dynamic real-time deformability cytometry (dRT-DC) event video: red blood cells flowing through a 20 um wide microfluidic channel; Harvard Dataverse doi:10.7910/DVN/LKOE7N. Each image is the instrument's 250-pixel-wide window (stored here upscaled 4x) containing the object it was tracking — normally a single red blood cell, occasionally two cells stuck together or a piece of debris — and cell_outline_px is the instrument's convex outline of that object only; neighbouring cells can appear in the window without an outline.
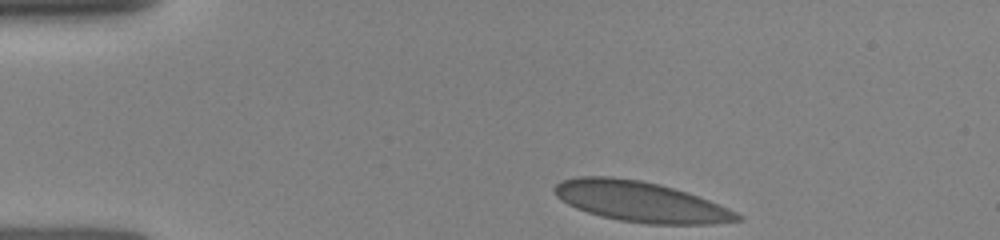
{"species": "human", "species_latin": "Homo sapiens", "temperature_condition": "room temperature", "stored_images_in_passage": 40, "camera_frame_rate_fps": 3000, "um_per_image_px": 0.085, "donor": {"sex": "female"}, "frame": {"image": 1, "passage_image": 1, "time_ms": 0.0, "image_size_px": [1000, 240], "cell_outline_px": [[740, 220], [708, 224], [644, 224], [620, 220], [600, 216], [576, 208], [568, 204], [556, 196], [552, 188], [556, 184], [564, 180], [580, 176], [608, 176], [640, 180], [672, 188], [708, 200], [736, 212], [740, 216]], "centroid_in_image_um": [54.38, 17.14], "position_along_channel_um": 30.6, "area_um2": 42.37}}
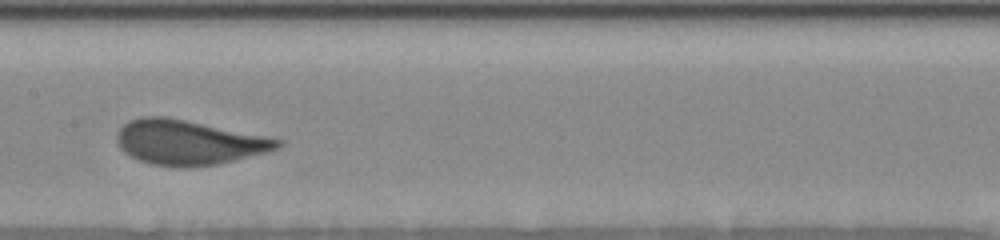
{"frame": {"image": 2, "passage_image": 19, "time_ms": 5.333, "image_size_px": [1000, 240], "cell_outline_px": [[284, 144], [280, 148], [268, 152], [216, 164], [188, 168], [176, 168], [148, 164], [132, 156], [120, 148], [116, 140], [116, 136], [120, 128], [128, 120], [140, 116], [164, 116], [284, 140]], "centroid_in_image_um": [16.01, 12.12], "position_along_channel_um": 191.4, "area_um2": 41.85}}
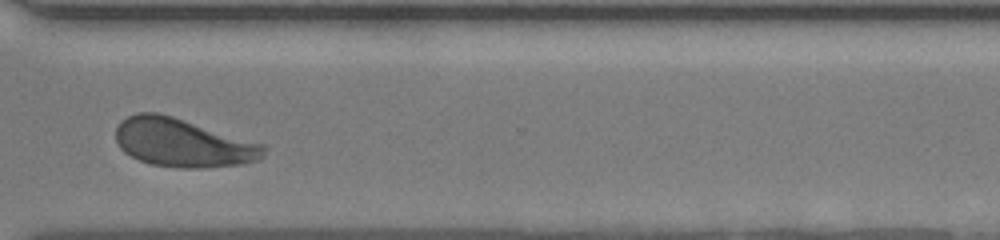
{"frame": {"image": 3, "passage_image": 39, "time_ms": 9.333, "image_size_px": [1000, 240], "cell_outline_px": [[268, 148], [264, 156], [260, 160], [240, 164], [204, 168], [180, 168], [152, 164], [140, 160], [124, 152], [120, 148], [116, 140], [116, 128], [120, 120], [128, 116], [140, 112], [156, 112], [172, 116], [264, 144]], "centroid_in_image_um": [15.55, 12.14], "position_along_channel_um": 355.0, "area_um2": 41.79}}